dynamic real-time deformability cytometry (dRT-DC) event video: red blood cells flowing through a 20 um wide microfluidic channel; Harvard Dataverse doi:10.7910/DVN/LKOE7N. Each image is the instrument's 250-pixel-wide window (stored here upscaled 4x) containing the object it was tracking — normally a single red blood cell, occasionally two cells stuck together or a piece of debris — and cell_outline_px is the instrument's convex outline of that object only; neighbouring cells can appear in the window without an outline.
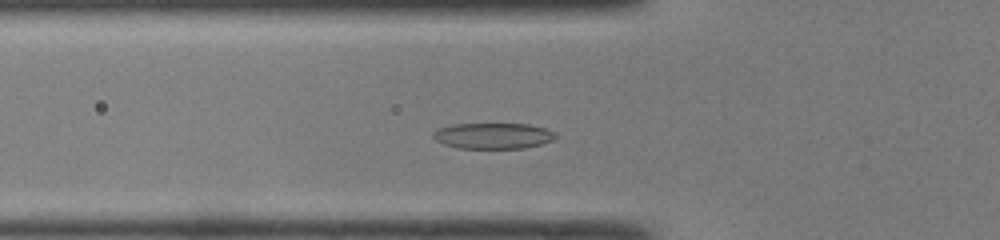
{"species": "common noctule bat (a hibernating species)", "species_latin": "Nyctalus noctula", "temperature_condition": "room temperature", "stored_images_in_passage": 39, "camera_frame_rate_fps": 3000, "um_per_image_px": 0.085, "animal": {"sex": "male", "body_mass_g": 19.0, "forearm_length_mm": 50.8}, "frame": {"image": 1, "passage_image": 7, "time_ms": 2.0, "image_size_px": [1000, 240], "cell_outline_px": [[556, 136], [552, 140], [540, 144], [524, 148], [456, 148], [444, 144], [436, 140], [432, 136], [432, 132], [440, 128], [452, 124], [528, 124], [544, 128], [552, 132]], "centroid_in_image_um": [41.86, 11.54], "position_along_channel_um": 83.9, "area_um2": 18.26}}
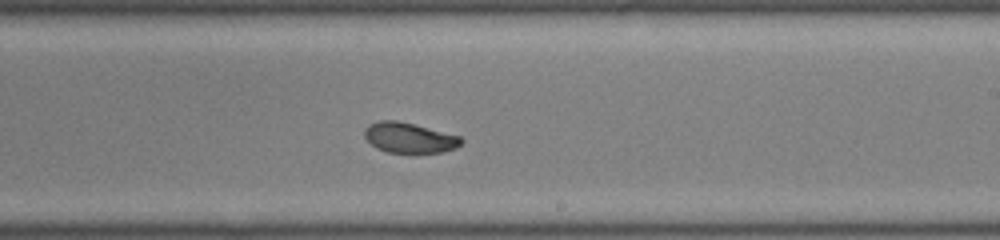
{"frame": {"image": 2, "passage_image": 19, "time_ms": 6.0, "image_size_px": [1000, 240], "cell_outline_px": [[464, 140], [456, 148], [444, 152], [388, 152], [376, 148], [364, 136], [364, 128], [368, 124], [380, 120], [396, 120], [460, 136]], "centroid_in_image_um": [34.77, 11.7], "position_along_channel_um": 254.2, "area_um2": 16.88}}
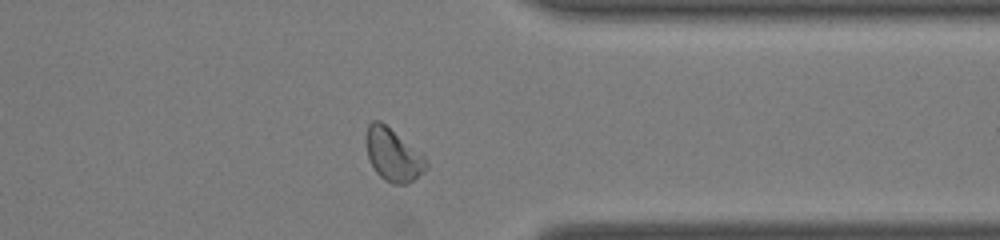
{"frame": {"image": 3, "passage_image": 28, "time_ms": 9.0, "image_size_px": [1000, 240], "cell_outline_px": [[428, 168], [424, 172], [412, 180], [404, 184], [392, 184], [384, 180], [376, 172], [368, 156], [364, 140], [368, 124], [372, 120], [380, 120], [420, 152], [424, 156], [428, 164]], "centroid_in_image_um": [33.39, 13.15], "position_along_channel_um": 378.0, "area_um2": 18.44}, "authors_computed_cell_mechanics": {"area_um2": 18.1492, "velocity_mm_per_s": 4.2603, "shape_relaxation_time_tau1_ms": 3.2979, "shape_relaxation_time_tau2_ms": 1.6825, "deformation_change_tau1": 0.1523, "deformation_change_tau2": 0.0544}}